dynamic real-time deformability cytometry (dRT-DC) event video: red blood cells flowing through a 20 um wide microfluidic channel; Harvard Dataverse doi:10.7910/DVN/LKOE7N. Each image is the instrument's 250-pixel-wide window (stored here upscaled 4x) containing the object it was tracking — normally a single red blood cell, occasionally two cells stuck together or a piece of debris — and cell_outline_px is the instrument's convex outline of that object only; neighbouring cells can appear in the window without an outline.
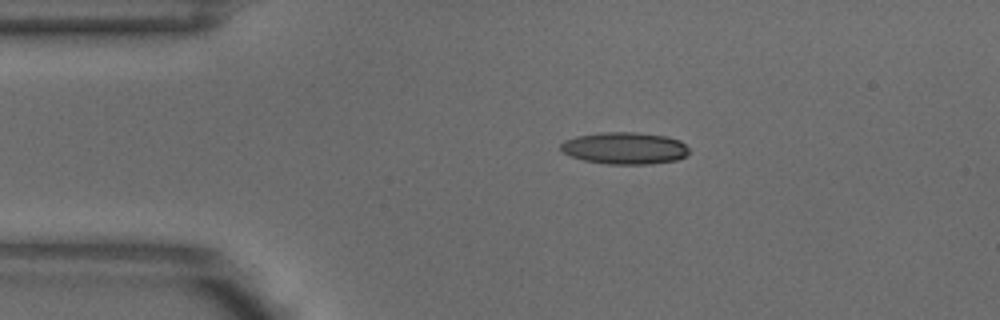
{"species": "common noctule bat (a hibernating species)", "species_latin": "Nyctalus noctula", "temperature_condition": "warm", "stored_images_in_passage": 2, "camera_frame_rate_fps": 3000, "um_per_image_px": 0.085, "animal": {"sex": "male", "body_mass_g": 18.8}, "frame": {"image": 1, "passage_image": 1, "time_ms": 0.0, "image_size_px": [1000, 320], "cell_outline_px": [[688, 152], [684, 156], [676, 160], [648, 164], [608, 164], [584, 160], [572, 156], [564, 152], [560, 148], [560, 144], [564, 140], [576, 136], [604, 132], [636, 132], [664, 136], [680, 140], [688, 148]], "centroid_in_image_um": [53.08, 12.59], "position_along_channel_um": 31.9, "area_um2": 23.7}}